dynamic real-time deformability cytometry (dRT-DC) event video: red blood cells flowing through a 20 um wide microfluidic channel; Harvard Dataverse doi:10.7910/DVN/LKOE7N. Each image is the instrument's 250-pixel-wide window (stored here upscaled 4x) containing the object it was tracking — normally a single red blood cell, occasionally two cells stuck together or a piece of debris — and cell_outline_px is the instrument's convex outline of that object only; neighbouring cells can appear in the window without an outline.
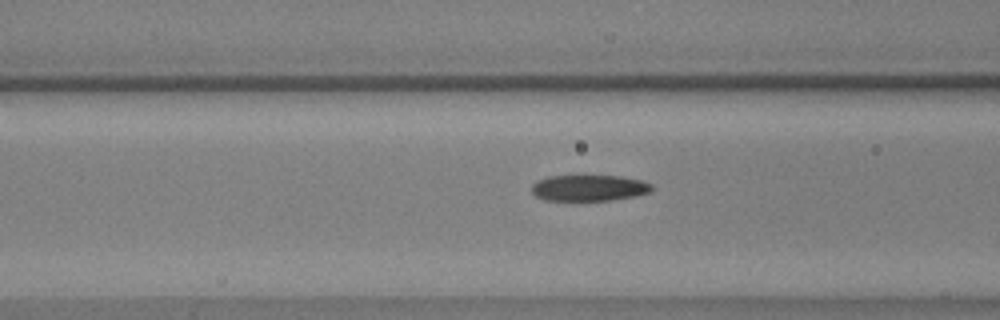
{"species": "common noctule bat (a hibernating species)", "species_latin": "Nyctalus noctula", "temperature_condition": "warm", "stored_images_in_passage": 57, "camera_frame_rate_fps": 3000, "um_per_image_px": 0.085, "animal": {"sex": "male", "body_mass_g": 17.9, "forearm_length_mm": 54.2}, "frame": {"image": 1, "passage_image": 23, "time_ms": 7.333, "image_size_px": [1000, 320], "cell_outline_px": [[652, 192], [636, 196], [612, 200], [544, 200], [536, 196], [532, 192], [532, 184], [536, 180], [548, 176], [620, 176], [640, 180], [652, 184]], "centroid_in_image_um": [50.07, 15.97], "position_along_channel_um": 116.5, "area_um2": 18.32}}
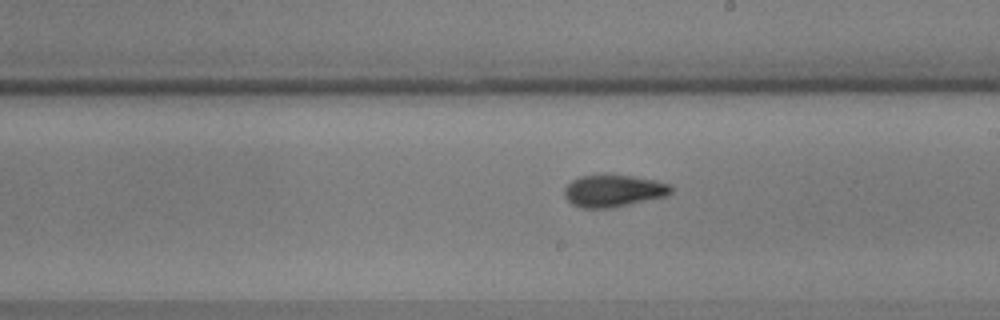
{"frame": {"image": 2, "passage_image": 33, "time_ms": 10.667, "image_size_px": [1000, 320], "cell_outline_px": [[672, 192], [668, 196], [608, 208], [580, 208], [572, 204], [564, 196], [564, 188], [572, 180], [580, 176], [632, 176], [656, 180], [672, 184]], "centroid_in_image_um": [52.16, 16.23], "position_along_channel_um": 236.8, "area_um2": 19.77}}
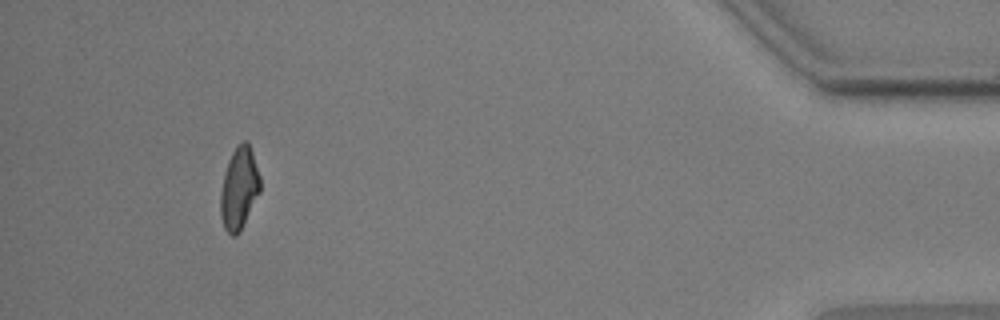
{"frame": {"image": 3, "passage_image": 53, "time_ms": 17.333, "image_size_px": [1000, 320], "cell_outline_px": [[260, 192], [240, 232], [236, 236], [232, 236], [224, 228], [220, 216], [220, 192], [224, 172], [228, 160], [232, 152], [244, 140], [248, 140], [260, 176]], "centroid_in_image_um": [20.31, 16.03], "position_along_channel_um": 414.9, "area_um2": 19.07}, "authors_computed_cell_mechanics": {"area_um2": 19.074, "velocity_mm_per_s": 3.6088, "shape_relaxation_time_tau1_ms": 4.7766, "shape_relaxation_time_tau2_ms": 2.1164, "deformation_change_tau1": 0.1756, "deformation_change_tau2": 0.0812}}